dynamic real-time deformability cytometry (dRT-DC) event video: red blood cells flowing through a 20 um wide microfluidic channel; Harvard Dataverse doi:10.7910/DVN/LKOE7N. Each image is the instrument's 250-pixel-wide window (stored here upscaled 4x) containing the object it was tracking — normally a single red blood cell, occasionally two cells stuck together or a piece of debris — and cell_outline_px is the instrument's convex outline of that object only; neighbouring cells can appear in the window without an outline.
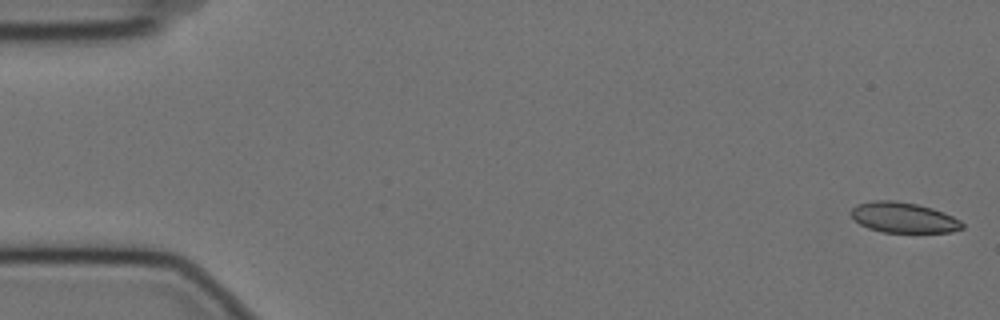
{"species": "Egyptian fruit bat (a non-hibernating species)", "species_latin": "Rousettus aegyptiacus", "temperature_condition": "cold", "stored_images_in_passage": 57, "camera_frame_rate_fps": 3000, "um_per_image_px": 0.085, "animal": {"sex": "female"}, "frame": {"image": 1, "passage_image": 1, "time_ms": 0.0, "image_size_px": [1000, 320], "cell_outline_px": [[964, 228], [952, 232], [884, 232], [868, 228], [860, 224], [852, 216], [852, 208], [856, 204], [872, 200], [896, 200], [916, 204], [932, 208], [944, 212], [960, 220], [964, 224]], "centroid_in_image_um": [76.82, 18.48], "position_along_channel_um": 8.2, "area_um2": 19.71}}
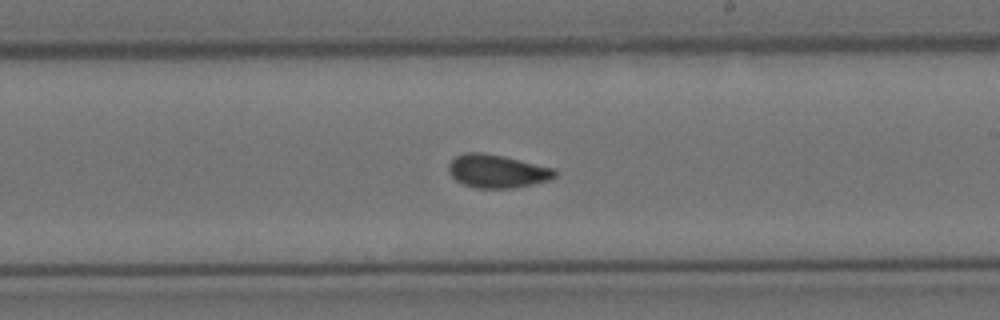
{"frame": {"image": 2, "passage_image": 33, "time_ms": 10.667, "image_size_px": [1000, 320], "cell_outline_px": [[556, 176], [552, 180], [512, 188], [476, 188], [464, 184], [456, 180], [448, 172], [448, 164], [456, 156], [464, 152], [484, 152], [504, 156], [556, 168]], "centroid_in_image_um": [42.27, 14.54], "position_along_channel_um": 246.7, "area_um2": 20.81}}
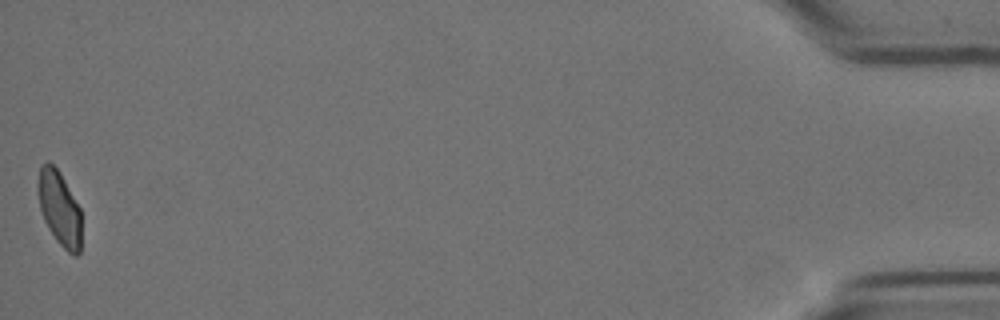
{"frame": {"image": 3, "passage_image": 57, "time_ms": 18.667, "image_size_px": [1000, 320], "cell_outline_px": [[80, 252], [76, 256], [72, 256], [56, 240], [48, 228], [44, 220], [40, 208], [36, 192], [36, 188], [40, 168], [48, 160], [60, 172], [80, 208]], "centroid_in_image_um": [5.03, 17.7], "position_along_channel_um": 430.2, "area_um2": 18.9}, "authors_computed_cell_mechanics": {"area_um2": 20.3456, "velocity_mm_per_s": 3.5099, "shape_relaxation_time_tau1_ms": 9.8482, "shape_relaxation_time_tau2_ms": 1.5918, "deformation_change_tau1": 0.1462, "deformation_change_tau2": 0.0424}}